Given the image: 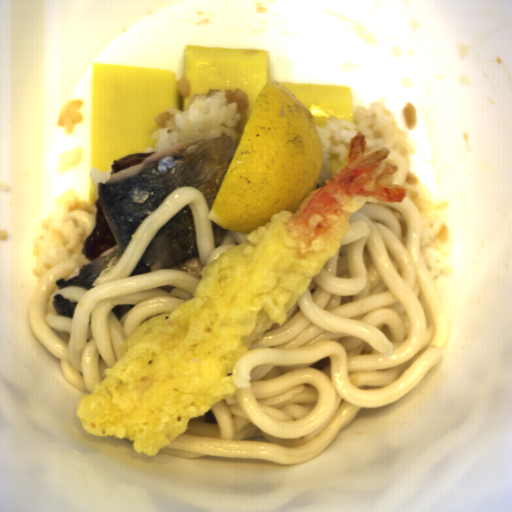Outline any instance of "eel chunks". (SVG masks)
I'll return each mask as SVG.
<instances>
[{"label":"eel chunks","instance_id":"obj_2","mask_svg":"<svg viewBox=\"0 0 512 512\" xmlns=\"http://www.w3.org/2000/svg\"><path fill=\"white\" fill-rule=\"evenodd\" d=\"M155 153H157V152L149 151V152H144V153H132V154H128V155L116 158L112 162V166H111V170H110L107 182H109L111 175L115 174L116 172H118L120 170L139 166L144 160H146L150 156L154 155Z\"/></svg>","mask_w":512,"mask_h":512},{"label":"eel chunks","instance_id":"obj_1","mask_svg":"<svg viewBox=\"0 0 512 512\" xmlns=\"http://www.w3.org/2000/svg\"><path fill=\"white\" fill-rule=\"evenodd\" d=\"M94 204L96 212L95 225L91 233L85 238L82 247L83 254L89 263L117 244L99 198H97Z\"/></svg>","mask_w":512,"mask_h":512}]
</instances>
